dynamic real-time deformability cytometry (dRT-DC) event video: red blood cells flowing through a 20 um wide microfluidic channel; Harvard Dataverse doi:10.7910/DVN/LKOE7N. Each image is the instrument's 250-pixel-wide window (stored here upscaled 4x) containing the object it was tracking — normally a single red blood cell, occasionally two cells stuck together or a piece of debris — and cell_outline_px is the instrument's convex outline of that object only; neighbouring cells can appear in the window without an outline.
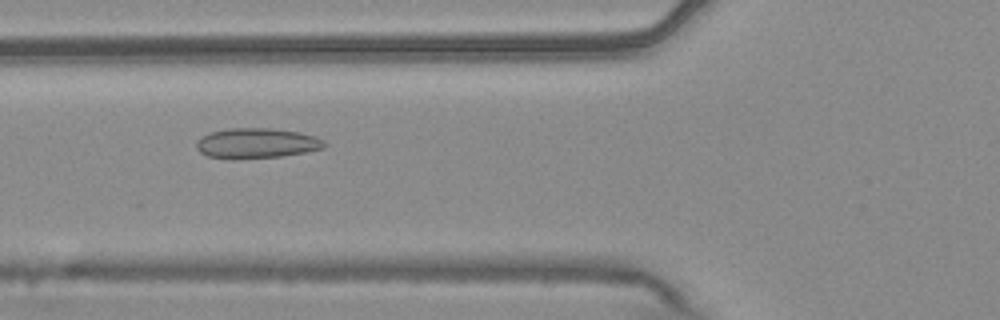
{"species": "common noctule bat (a hibernating species)", "species_latin": "Nyctalus noctula", "temperature_condition": "warm", "stored_images_in_passage": 12, "camera_frame_rate_fps": 3000, "um_per_image_px": 0.085, "animal": {"sex": "male", "body_mass_g": 20.4}, "frame": {"image": 1, "passage_image": 3, "time_ms": 0.667, "image_size_px": [1000, 320], "cell_outline_px": [[328, 144], [324, 148], [304, 152], [280, 156], [232, 160], [228, 160], [208, 156], [200, 152], [196, 148], [196, 144], [204, 136], [212, 132], [228, 128], [268, 128], [300, 132], [316, 136], [324, 140]], "centroid_in_image_um": [21.83, 12.19], "position_along_channel_um": 104.0, "area_um2": 22.6}}
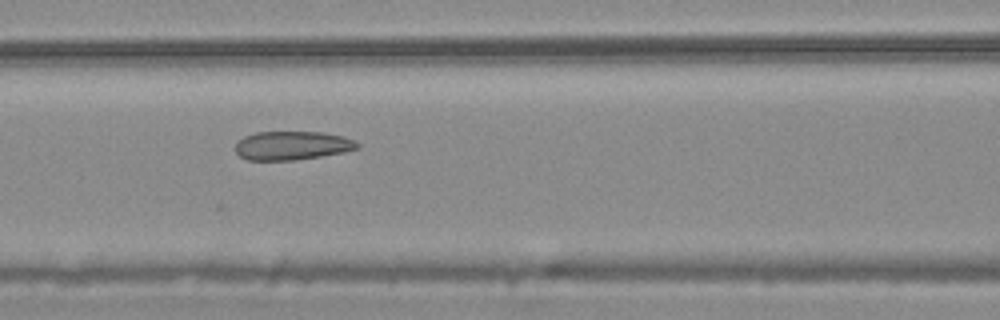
{"frame": {"image": 2, "passage_image": 6, "time_ms": 1.667, "image_size_px": [1000, 320], "cell_outline_px": [[360, 148], [344, 152], [296, 160], [248, 160], [240, 156], [236, 152], [236, 144], [244, 136], [256, 132], [324, 132], [340, 136], [352, 140], [360, 144]], "centroid_in_image_um": [24.83, 12.37], "position_along_channel_um": 141.8, "area_um2": 20.29}}